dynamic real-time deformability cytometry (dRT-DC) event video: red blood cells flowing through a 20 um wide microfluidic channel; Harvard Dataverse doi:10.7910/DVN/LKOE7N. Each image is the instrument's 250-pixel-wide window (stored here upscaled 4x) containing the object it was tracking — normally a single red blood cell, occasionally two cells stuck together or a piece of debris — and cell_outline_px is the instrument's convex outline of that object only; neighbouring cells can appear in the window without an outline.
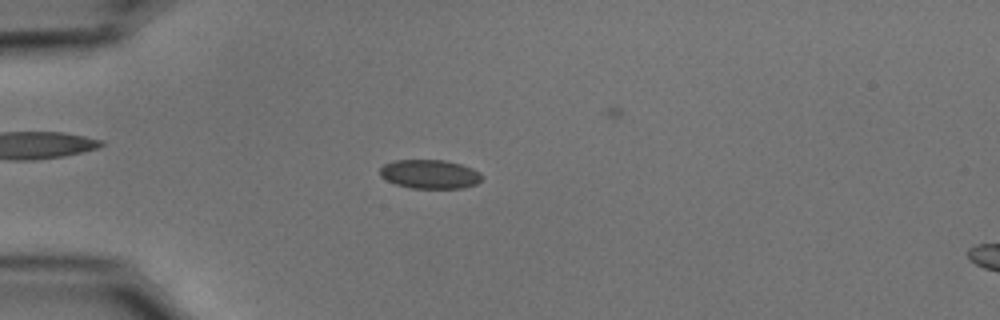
{"species": "common noctule bat (a hibernating species)", "species_latin": "Nyctalus noctula", "temperature_condition": "cold", "stored_images_in_passage": 49, "camera_frame_rate_fps": 3000, "um_per_image_px": 0.085, "animal": {"sex": "male", "body_mass_g": 15.6}, "frame": {"image": 1, "passage_image": 15, "time_ms": 4.667, "image_size_px": [1000, 320], "cell_outline_px": [[484, 176], [476, 184], [464, 188], [412, 188], [396, 184], [380, 176], [380, 168], [384, 164], [392, 160], [444, 160], [460, 164], [472, 168], [480, 172]], "centroid_in_image_um": [36.54, 14.8], "position_along_channel_um": 48.5, "area_um2": 17.22}}
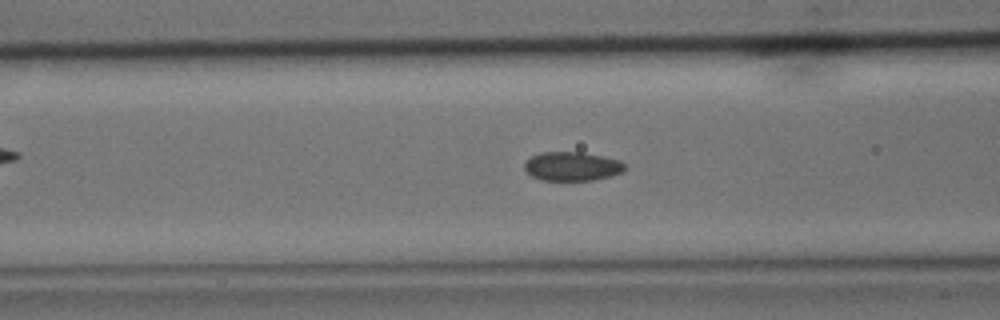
{"frame": {"image": 2, "passage_image": 22, "time_ms": 7.0, "image_size_px": [1000, 320], "cell_outline_px": [[624, 172], [592, 180], [544, 180], [532, 176], [524, 168], [524, 164], [532, 156], [540, 152], [580, 152], [604, 156], [620, 160], [624, 164]], "centroid_in_image_um": [48.63, 14.13], "position_along_channel_um": 118.0, "area_um2": 16.76}}
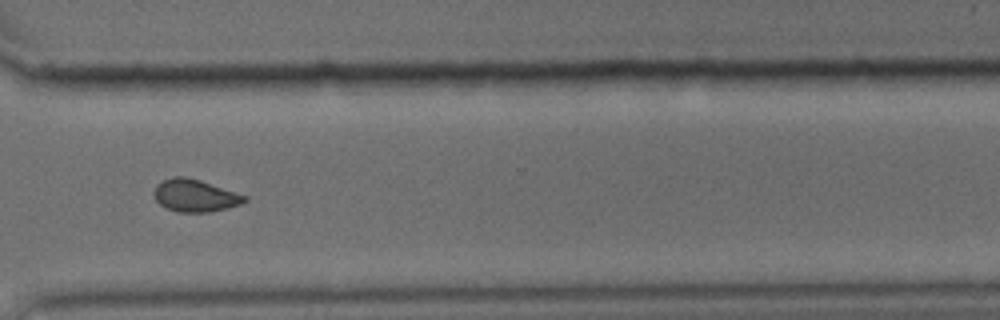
{"frame": {"image": 3, "passage_image": 41, "time_ms": 13.333, "image_size_px": [1000, 320], "cell_outline_px": [[248, 200], [240, 204], [228, 208], [208, 212], [176, 212], [160, 204], [156, 200], [156, 184], [172, 176], [184, 176], [200, 180], [248, 196]], "centroid_in_image_um": [16.62, 16.62], "position_along_channel_um": 354.0, "area_um2": 16.94}, "authors_computed_cell_mechanics": {"area_um2": 17.051, "velocity_mm_per_s": 3.7252, "shape_relaxation_time_tau1_ms": null, "shape_relaxation_time_tau2_ms": 3.8163, "deformation_change_tau1": null, "deformation_change_tau2": 0.0711}}